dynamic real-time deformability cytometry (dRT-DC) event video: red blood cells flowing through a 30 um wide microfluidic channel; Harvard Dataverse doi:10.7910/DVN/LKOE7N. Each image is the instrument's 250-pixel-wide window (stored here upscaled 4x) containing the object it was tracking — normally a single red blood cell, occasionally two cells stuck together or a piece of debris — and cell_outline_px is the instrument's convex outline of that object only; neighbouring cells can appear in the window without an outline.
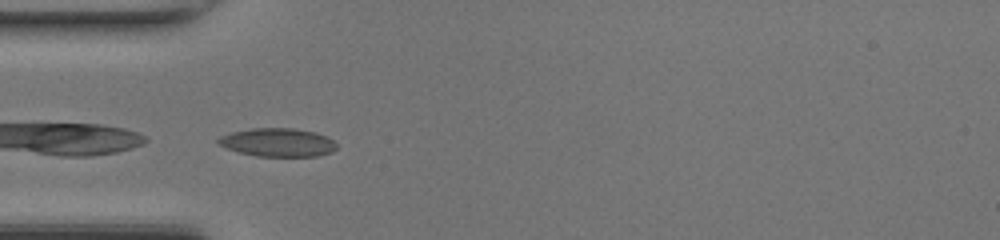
{"species": "common noctule bat (a hibernating species)", "species_latin": "Nyctalus noctula", "temperature_condition": "room temperature", "stored_images_in_passage": 32, "camera_frame_rate_fps": 3000, "um_per_image_px": 0.085, "animal": {"sex": "female", "body_mass_g": 17.0, "forearm_length_mm": 48.0}, "frame": {"image": 1, "passage_image": 1, "time_ms": 0.0, "image_size_px": [1000, 240], "cell_outline_px": [[336, 148], [332, 152], [316, 156], [256, 156], [240, 152], [216, 144], [216, 140], [220, 136], [232, 132], [252, 128], [292, 128], [316, 132], [328, 136], [336, 144]], "centroid_in_image_um": [23.61, 12.1], "position_along_channel_um": 61.4, "area_um2": 19.59}}
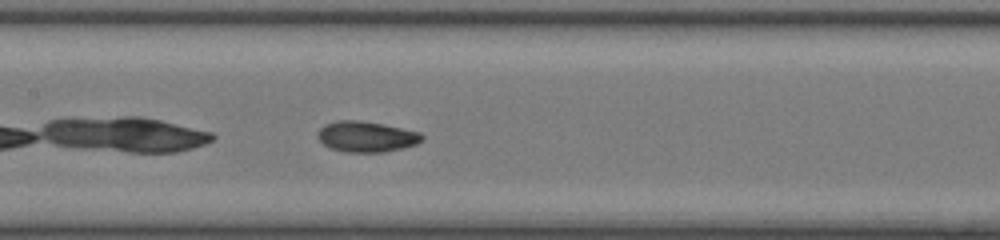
{"frame": {"image": 2, "passage_image": 9, "time_ms": 2.667, "image_size_px": [1000, 240], "cell_outline_px": [[424, 140], [416, 144], [404, 148], [384, 152], [344, 152], [328, 148], [316, 136], [320, 128], [324, 124], [336, 120], [360, 120], [384, 124], [420, 132], [424, 136]], "centroid_in_image_um": [31.14, 11.61], "position_along_channel_um": 176.3, "area_um2": 18.96}}
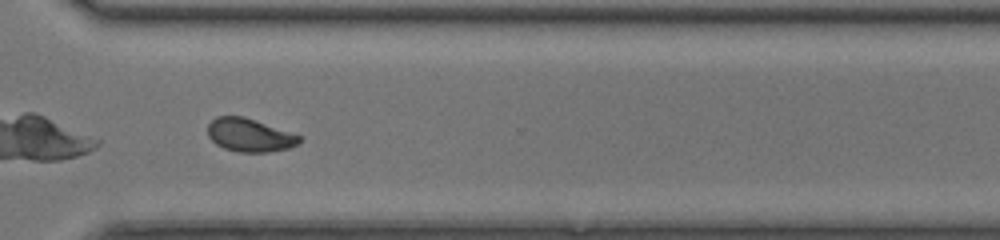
{"frame": {"image": 3, "passage_image": 21, "time_ms": 6.667, "image_size_px": [1000, 240], "cell_outline_px": [[304, 136], [296, 144], [288, 148], [268, 152], [240, 152], [224, 148], [216, 144], [208, 136], [208, 124], [216, 116], [244, 116]], "centroid_in_image_um": [21.22, 11.47], "position_along_channel_um": 349.4, "area_um2": 17.8}, "authors_computed_cell_mechanics": {"area_um2": 18.3804, "velocity_mm_per_s": 4.3409, "shape_relaxation_time_tau1_ms": 7.2726, "shape_relaxation_time_tau2_ms": 1.3025, "deformation_change_tau1": 0.188, "deformation_change_tau2": 0.0537}}